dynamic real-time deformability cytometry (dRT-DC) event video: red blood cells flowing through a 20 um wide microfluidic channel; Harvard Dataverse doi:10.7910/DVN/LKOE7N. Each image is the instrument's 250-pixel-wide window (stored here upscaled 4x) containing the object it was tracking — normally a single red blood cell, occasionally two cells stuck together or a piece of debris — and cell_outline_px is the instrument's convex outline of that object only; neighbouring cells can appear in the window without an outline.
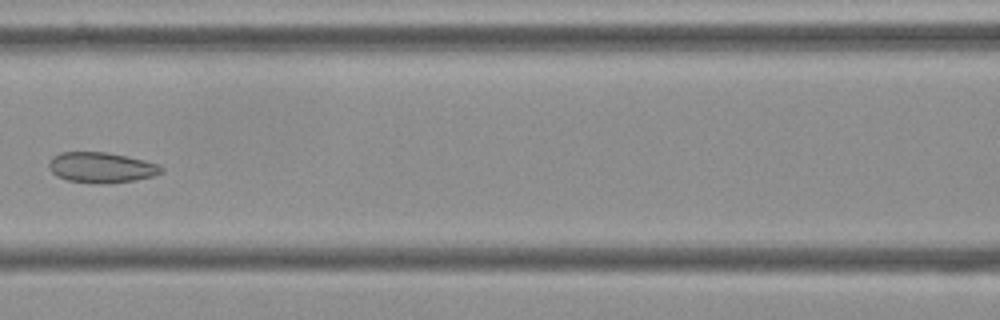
{"species": "Egyptian fruit bat (a non-hibernating species)", "species_latin": "Rousettus aegyptiacus", "temperature_condition": "cold", "stored_images_in_passage": 15, "camera_frame_rate_fps": 3000, "um_per_image_px": 0.085, "frame": {"image": 1, "passage_image": 7, "time_ms": 2.0, "image_size_px": [1000, 320], "cell_outline_px": [[164, 172], [152, 176], [132, 180], [68, 180], [56, 176], [48, 168], [48, 164], [52, 156], [60, 152], [108, 152], [144, 160], [160, 164], [164, 168]], "centroid_in_image_um": [8.61, 14.17], "position_along_channel_um": 158.0, "area_um2": 19.07}}
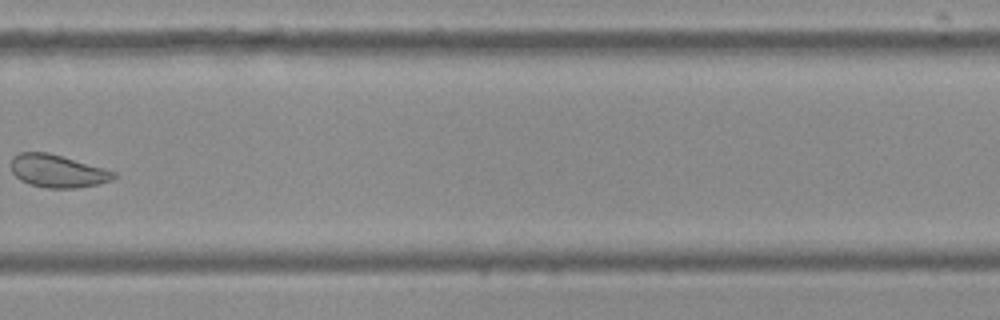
{"frame": {"image": 2, "passage_image": 11, "time_ms": 3.333, "image_size_px": [1000, 320], "cell_outline_px": [[116, 176], [112, 180], [96, 184], [76, 188], [48, 188], [28, 184], [20, 180], [12, 172], [12, 156], [20, 152], [48, 152], [116, 172]], "centroid_in_image_um": [4.86, 14.54], "position_along_channel_um": 324.9, "area_um2": 19.42}}
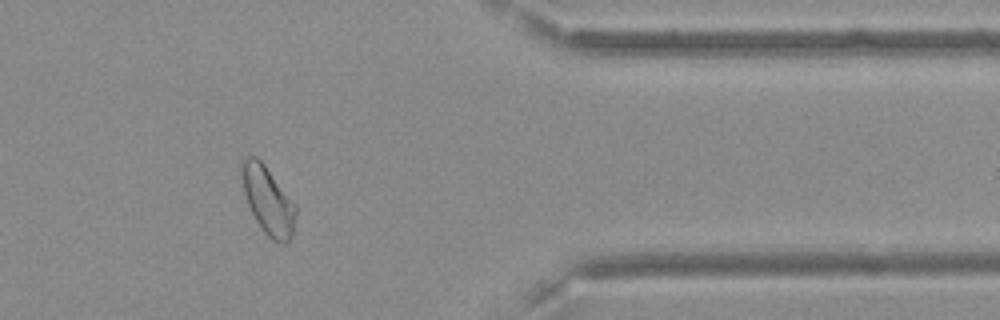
{"frame": {"image": 3, "passage_image": 13, "time_ms": 4.0, "image_size_px": [1000, 320], "cell_outline_px": [[296, 212], [292, 232], [288, 240], [284, 244], [272, 240], [264, 232], [256, 220], [248, 204], [244, 192], [240, 168], [240, 160], [244, 156], [256, 156], [264, 164], [296, 204]], "centroid_in_image_um": [22.75, 16.99], "position_along_channel_um": 388.6, "area_um2": 21.21}}